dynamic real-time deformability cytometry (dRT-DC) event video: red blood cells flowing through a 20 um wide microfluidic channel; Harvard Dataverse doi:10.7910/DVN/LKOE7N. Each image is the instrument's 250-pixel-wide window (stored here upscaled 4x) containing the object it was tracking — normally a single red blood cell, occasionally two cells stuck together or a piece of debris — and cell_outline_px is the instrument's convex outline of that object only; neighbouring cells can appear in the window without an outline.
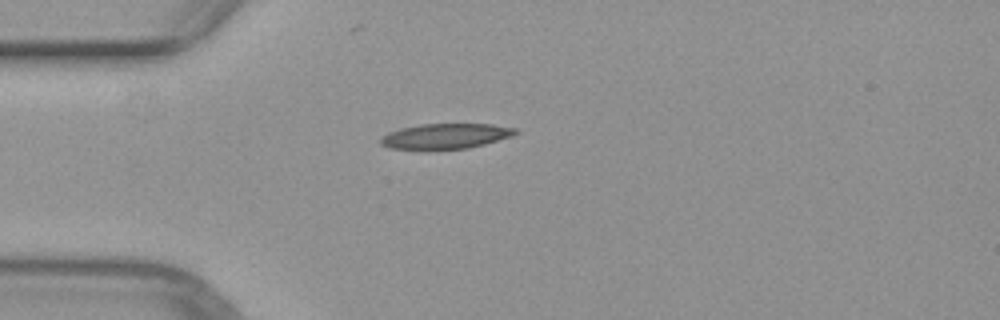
{"species": "common noctule bat (a hibernating species)", "species_latin": "Nyctalus noctula", "temperature_condition": "warm", "stored_images_in_passage": 34, "camera_frame_rate_fps": 3000, "um_per_image_px": 0.085, "animal": {"sex": "female", "body_mass_g": 29.2, "forearm_length_mm": 56.3}, "frame": {"image": 1, "passage_image": 1, "time_ms": 0.0, "image_size_px": [1000, 320], "cell_outline_px": [[520, 132], [512, 136], [484, 144], [468, 148], [392, 148], [380, 144], [380, 136], [388, 132], [400, 128], [420, 124], [492, 124], [516, 128]], "centroid_in_image_um": [37.89, 11.54], "position_along_channel_um": 47.1, "area_um2": 19.54}}
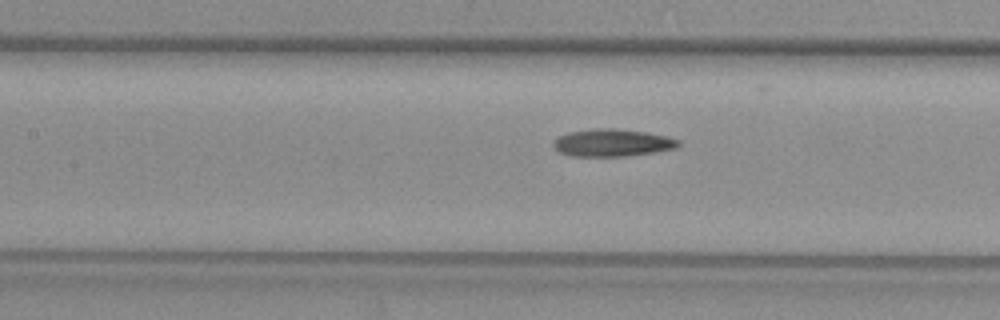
{"frame": {"image": 2, "passage_image": 10, "time_ms": 3.0, "image_size_px": [1000, 320], "cell_outline_px": [[680, 144], [676, 148], [652, 152], [624, 156], [572, 156], [560, 152], [552, 144], [560, 136], [568, 132], [596, 128], [612, 128], [644, 132], [664, 136], [680, 140]], "centroid_in_image_um": [52.04, 12.13], "position_along_channel_um": 155.4, "area_um2": 19.59}}
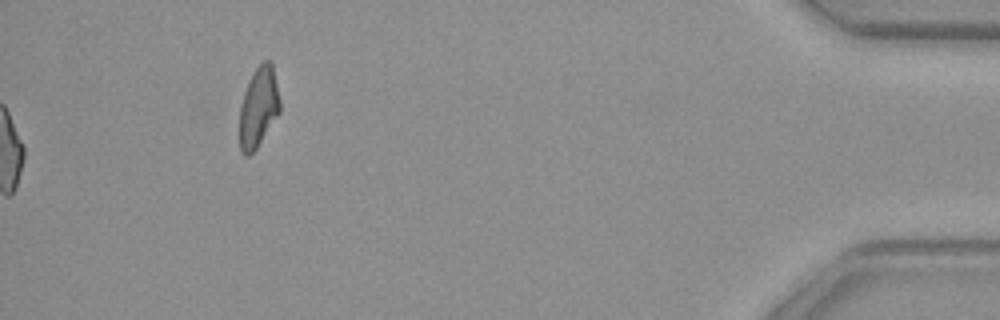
{"frame": {"image": 3, "passage_image": 34, "time_ms": 11.0, "image_size_px": [1000, 320], "cell_outline_px": [[280, 112], [256, 148], [248, 156], [244, 156], [240, 152], [240, 108], [244, 92], [256, 68], [264, 60], [268, 60], [272, 64], [280, 100]], "centroid_in_image_um": [21.97, 9.14], "position_along_channel_um": 413.2, "area_um2": 18.5}}